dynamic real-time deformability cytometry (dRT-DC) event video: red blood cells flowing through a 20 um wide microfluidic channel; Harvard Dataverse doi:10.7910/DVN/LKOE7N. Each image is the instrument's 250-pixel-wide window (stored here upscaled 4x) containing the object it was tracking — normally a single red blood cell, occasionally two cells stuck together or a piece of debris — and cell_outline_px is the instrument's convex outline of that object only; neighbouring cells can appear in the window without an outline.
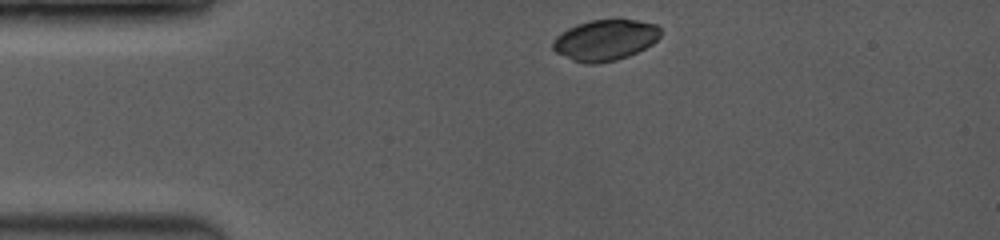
{"species": "common noctule bat (a hibernating species)", "species_latin": "Nyctalus noctula", "temperature_condition": "room temperature", "stored_images_in_passage": 23, "camera_frame_rate_fps": 3500, "um_per_image_px": 0.085, "animal": {"sex": "female", "body_mass_g": 19.0, "forearm_length_mm": 53.3}, "frame": {"image": 1, "passage_image": 1, "time_ms": 0.0, "image_size_px": [1000, 240], "cell_outline_px": [[660, 36], [652, 44], [628, 56], [616, 60], [596, 64], [584, 64], [572, 60], [556, 52], [552, 48], [552, 44], [556, 36], [568, 28], [588, 20], [636, 20], [656, 24], [660, 28]], "centroid_in_image_um": [51.42, 3.41], "position_along_channel_um": 33.6, "area_um2": 25.55}}
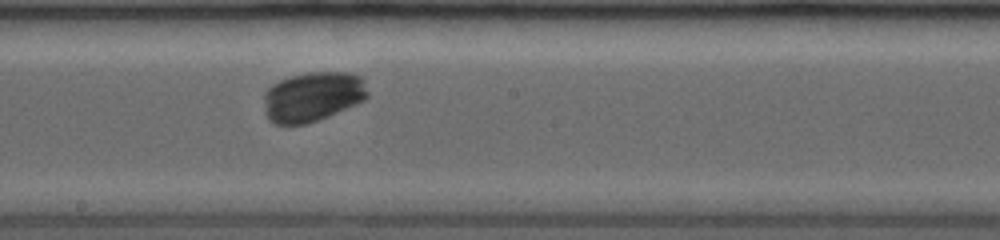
{"frame": {"image": 2, "passage_image": 14, "time_ms": 5.714, "image_size_px": [1000, 240], "cell_outline_px": [[368, 96], [364, 100], [328, 116], [308, 124], [276, 124], [268, 120], [264, 112], [264, 92], [272, 84], [280, 80], [292, 76], [308, 72], [348, 72], [360, 76], [364, 80], [368, 92]], "centroid_in_image_um": [26.56, 8.21], "position_along_channel_um": 221.6, "area_um2": 30.23}}
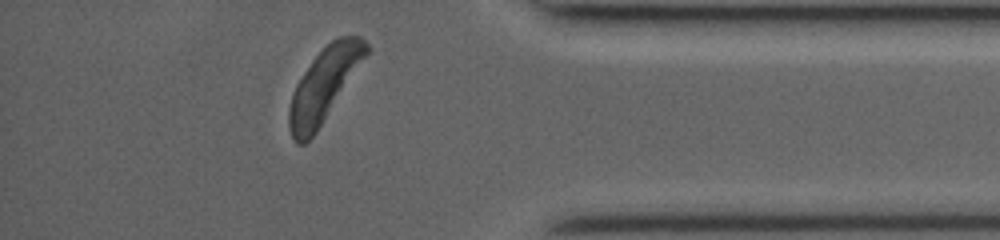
{"frame": {"image": 3, "passage_image": 23, "time_ms": 10.571, "image_size_px": [1000, 240], "cell_outline_px": [[368, 52], [316, 132], [304, 144], [296, 144], [292, 136], [288, 124], [288, 108], [292, 92], [296, 84], [312, 60], [336, 36], [360, 36], [368, 44]], "centroid_in_image_um": [27.5, 7.22], "position_along_channel_um": 407.7, "area_um2": 32.02}}